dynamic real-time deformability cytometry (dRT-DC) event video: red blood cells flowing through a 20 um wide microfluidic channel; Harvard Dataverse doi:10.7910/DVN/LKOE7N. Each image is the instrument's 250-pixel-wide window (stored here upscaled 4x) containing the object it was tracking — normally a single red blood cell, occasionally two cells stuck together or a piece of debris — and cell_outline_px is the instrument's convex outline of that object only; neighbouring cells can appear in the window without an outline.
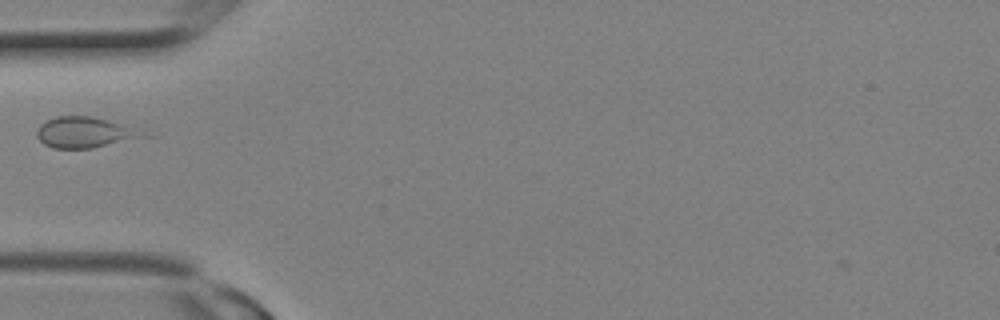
{"species": "Egyptian fruit bat (a non-hibernating species)", "species_latin": "Rousettus aegyptiacus", "temperature_condition": "room temperature", "stored_images_in_passage": 8, "camera_frame_rate_fps": 3000, "um_per_image_px": 0.085, "animal": {"sex": "female"}, "frame": {"image": 1, "passage_image": 1, "time_ms": 0.0, "image_size_px": [1000, 320], "cell_outline_px": [[128, 136], [92, 148], [52, 148], [44, 144], [36, 136], [36, 128], [44, 120], [56, 116], [92, 116], [108, 120], [116, 124]], "centroid_in_image_um": [6.62, 11.22], "position_along_channel_um": 78.4, "area_um2": 16.7}}
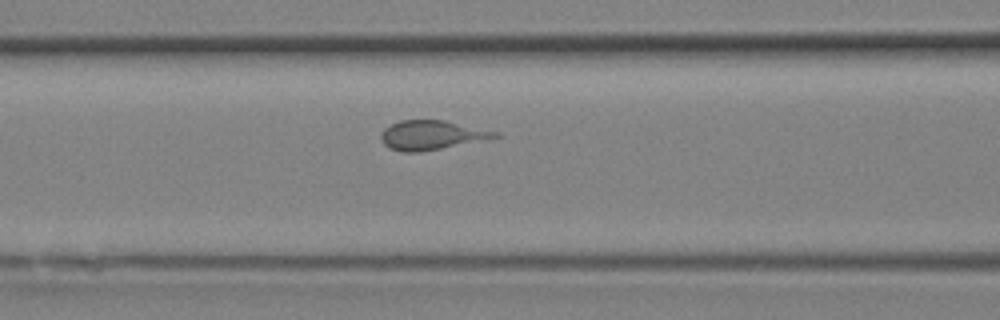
{"frame": {"image": 2, "passage_image": 3, "time_ms": 0.667, "image_size_px": [1000, 320], "cell_outline_px": [[500, 136], [420, 152], [400, 152], [388, 148], [380, 140], [380, 132], [384, 128], [400, 120], [444, 120], [500, 132]], "centroid_in_image_um": [36.61, 11.48], "position_along_channel_um": 130.0, "area_um2": 19.31}}
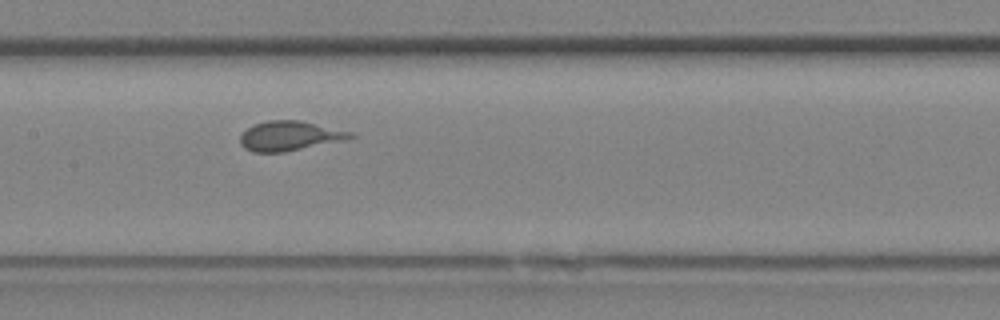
{"frame": {"image": 3, "passage_image": 5, "time_ms": 1.333, "image_size_px": [1000, 320], "cell_outline_px": [[356, 136], [348, 140], [284, 152], [252, 152], [244, 148], [240, 144], [240, 136], [248, 128], [256, 124], [268, 120], [300, 120], [356, 132]], "centroid_in_image_um": [24.7, 11.55], "position_along_channel_um": 182.7, "area_um2": 19.31}}